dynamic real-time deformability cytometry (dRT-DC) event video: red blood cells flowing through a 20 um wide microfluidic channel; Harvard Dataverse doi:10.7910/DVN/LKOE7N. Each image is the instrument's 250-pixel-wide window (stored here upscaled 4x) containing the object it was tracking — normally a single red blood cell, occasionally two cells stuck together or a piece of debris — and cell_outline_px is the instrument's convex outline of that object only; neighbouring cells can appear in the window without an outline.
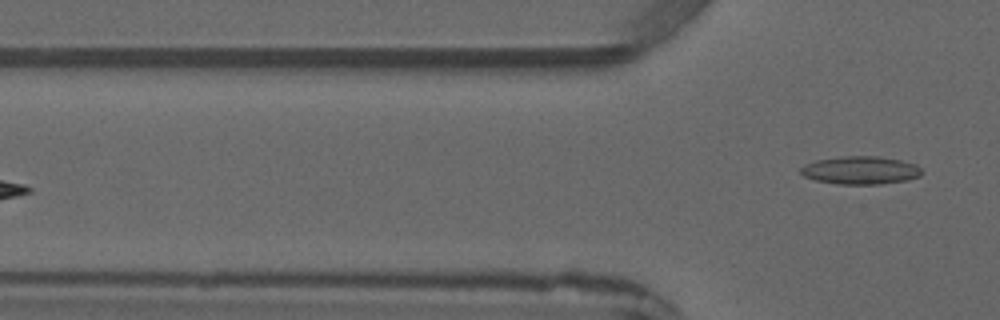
{"species": "common noctule bat (a hibernating species)", "species_latin": "Nyctalus noctula", "temperature_condition": "warm", "stored_images_in_passage": 5, "camera_frame_rate_fps": 3000, "um_per_image_px": 0.085, "animal": {"sex": "male", "forearm_length_mm": 52.5}, "frame": {"image": 1, "passage_image": 5, "time_ms": 4.667, "image_size_px": [1000, 320], "cell_outline_px": [[920, 176], [908, 180], [880, 184], [836, 184], [816, 180], [804, 176], [800, 172], [800, 168], [804, 164], [816, 160], [844, 156], [876, 156], [900, 160], [916, 164], [920, 168]], "centroid_in_image_um": [73.12, 14.47], "position_along_channel_um": 52.7, "area_um2": 19.71}}